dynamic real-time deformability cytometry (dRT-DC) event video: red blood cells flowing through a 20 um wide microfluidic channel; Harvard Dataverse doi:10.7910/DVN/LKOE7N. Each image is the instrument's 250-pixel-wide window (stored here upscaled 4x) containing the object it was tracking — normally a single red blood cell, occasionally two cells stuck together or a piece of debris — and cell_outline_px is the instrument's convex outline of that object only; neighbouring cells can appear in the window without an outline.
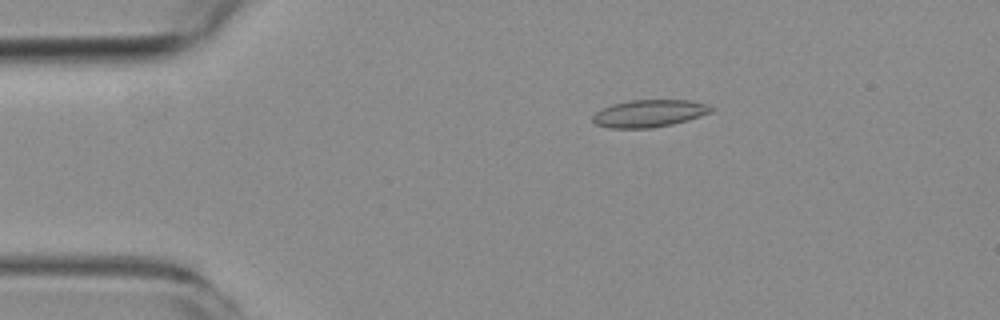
{"species": "common noctule bat (a hibernating species)", "species_latin": "Nyctalus noctula", "temperature_condition": "room temperature", "stored_images_in_passage": 2, "camera_frame_rate_fps": 3000, "um_per_image_px": 0.085, "animal": {"sex": "female", "body_mass_g": 19.3, "forearm_length_mm": 54.1}, "frame": {"image": 1, "passage_image": 1, "time_ms": 0.0, "image_size_px": [1000, 320], "cell_outline_px": [[712, 112], [688, 120], [672, 124], [652, 128], [608, 128], [596, 124], [592, 120], [592, 116], [596, 112], [612, 104], [632, 100], [688, 100], [704, 104], [712, 108]], "centroid_in_image_um": [55.15, 9.65], "position_along_channel_um": 29.8, "area_um2": 18.67}}